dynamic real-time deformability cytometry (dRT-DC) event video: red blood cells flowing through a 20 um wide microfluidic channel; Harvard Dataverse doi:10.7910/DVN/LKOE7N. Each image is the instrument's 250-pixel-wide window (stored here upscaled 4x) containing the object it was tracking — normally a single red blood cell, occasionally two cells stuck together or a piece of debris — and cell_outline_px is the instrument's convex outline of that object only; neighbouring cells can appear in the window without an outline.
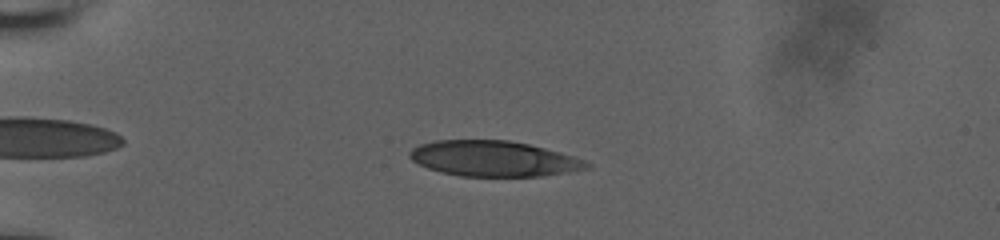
{"species": "human", "species_latin": "Homo sapiens", "temperature_condition": "room temperature", "stored_images_in_passage": 44, "camera_frame_rate_fps": 3000, "um_per_image_px": 0.085, "donor": {"sex": "male"}, "frame": {"image": 1, "passage_image": 9, "time_ms": 2.667, "image_size_px": [1000, 240], "cell_outline_px": [[592, 168], [568, 172], [540, 176], [460, 176], [440, 172], [428, 168], [412, 160], [408, 156], [408, 152], [412, 148], [420, 144], [436, 140], [508, 140], [528, 144], [544, 148], [572, 156], [584, 160], [592, 164]], "centroid_in_image_um": [41.95, 13.48], "position_along_channel_um": 43.1, "area_um2": 36.59}}
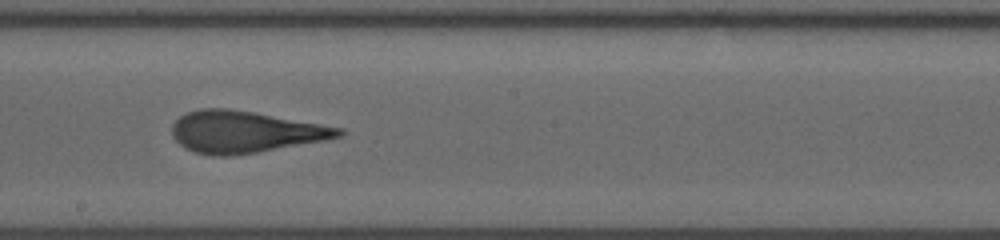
{"frame": {"image": 2, "passage_image": 27, "time_ms": 8.667, "image_size_px": [1000, 240], "cell_outline_px": [[344, 132], [340, 136], [324, 140], [256, 152], [232, 156], [216, 156], [196, 152], [184, 148], [172, 136], [172, 124], [180, 116], [188, 112], [200, 108], [228, 108], [252, 112], [344, 128]], "centroid_in_image_um": [20.77, 11.2], "position_along_channel_um": 227.4, "area_um2": 40.11}}
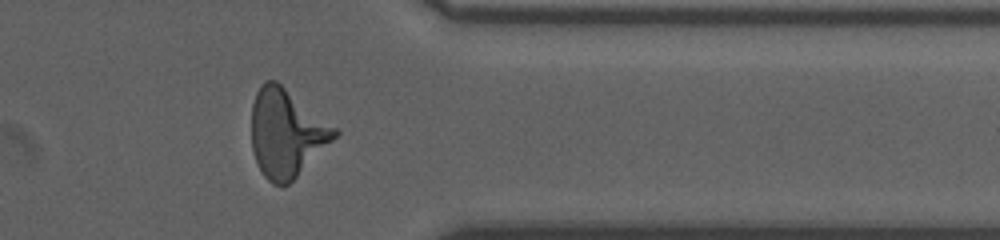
{"frame": {"image": 3, "passage_image": 40, "time_ms": 13.0, "image_size_px": [1000, 240], "cell_outline_px": [[340, 132], [288, 184], [272, 184], [264, 176], [256, 164], [252, 148], [252, 104], [256, 92], [260, 84], [264, 80], [276, 80], [340, 128]], "centroid_in_image_um": [24.34, 11.26], "position_along_channel_um": 387.1, "area_um2": 42.6}, "authors_computed_cell_mechanics": {"area_um2": 39.5641, "velocity_mm_per_s": 3.8463, "shape_relaxation_time_tau1_ms": 5.5535, "shape_relaxation_time_tau2_ms": 1.282, "deformation_change_tau1": 0.2465, "deformation_change_tau2": 0.1121}}